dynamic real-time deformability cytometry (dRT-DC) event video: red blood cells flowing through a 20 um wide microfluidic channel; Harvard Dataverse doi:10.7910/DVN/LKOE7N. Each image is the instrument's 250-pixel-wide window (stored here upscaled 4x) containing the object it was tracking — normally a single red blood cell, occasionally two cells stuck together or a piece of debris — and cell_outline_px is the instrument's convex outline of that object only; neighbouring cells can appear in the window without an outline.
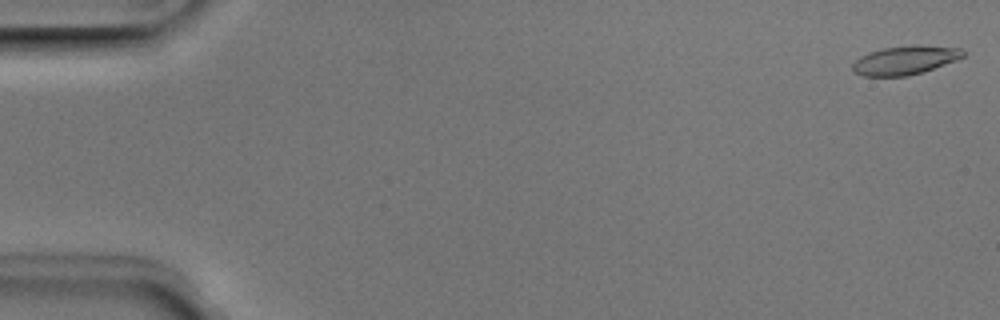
{"species": "Egyptian fruit bat (a non-hibernating species)", "species_latin": "Rousettus aegyptiacus", "temperature_condition": "room temperature", "stored_images_in_passage": 5, "camera_frame_rate_fps": 3000, "um_per_image_px": 0.085, "animal": {"sex": "male"}, "frame": {"image": 1, "passage_image": 1, "time_ms": 0.0, "image_size_px": [1000, 320], "cell_outline_px": [[964, 56], [956, 60], [924, 72], [908, 76], [864, 76], [852, 72], [852, 64], [860, 56], [868, 52], [884, 48], [960, 48], [964, 52]], "centroid_in_image_um": [76.83, 5.19], "position_along_channel_um": 8.2, "area_um2": 17.57}}